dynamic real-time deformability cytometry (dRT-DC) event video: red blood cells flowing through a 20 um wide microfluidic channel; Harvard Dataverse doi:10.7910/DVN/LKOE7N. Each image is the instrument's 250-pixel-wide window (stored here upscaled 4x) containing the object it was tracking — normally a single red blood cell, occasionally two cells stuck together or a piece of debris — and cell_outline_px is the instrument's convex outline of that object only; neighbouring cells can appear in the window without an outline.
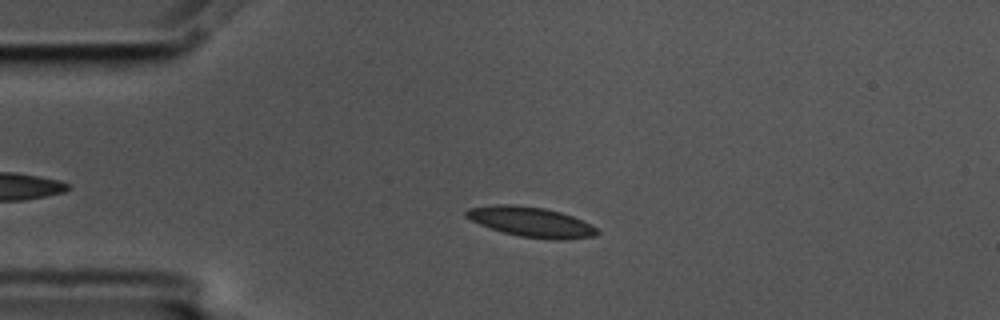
{"species": "common noctule bat (a hibernating species)", "species_latin": "Nyctalus noctula", "temperature_condition": "cold", "stored_images_in_passage": 4, "camera_frame_rate_fps": 3000, "um_per_image_px": 0.085, "animal": {"sex": "male", "body_mass_g": 17.5, "forearm_length_mm": 52.3}, "frame": {"image": 1, "passage_image": 2, "time_ms": 0.333, "image_size_px": [1000, 320], "cell_outline_px": [[600, 232], [596, 236], [564, 240], [552, 240], [520, 236], [488, 228], [464, 216], [464, 212], [468, 208], [496, 204], [512, 204], [544, 208], [560, 212], [572, 216], [592, 224]], "centroid_in_image_um": [45.15, 18.87], "position_along_channel_um": 39.8, "area_um2": 23.0}}